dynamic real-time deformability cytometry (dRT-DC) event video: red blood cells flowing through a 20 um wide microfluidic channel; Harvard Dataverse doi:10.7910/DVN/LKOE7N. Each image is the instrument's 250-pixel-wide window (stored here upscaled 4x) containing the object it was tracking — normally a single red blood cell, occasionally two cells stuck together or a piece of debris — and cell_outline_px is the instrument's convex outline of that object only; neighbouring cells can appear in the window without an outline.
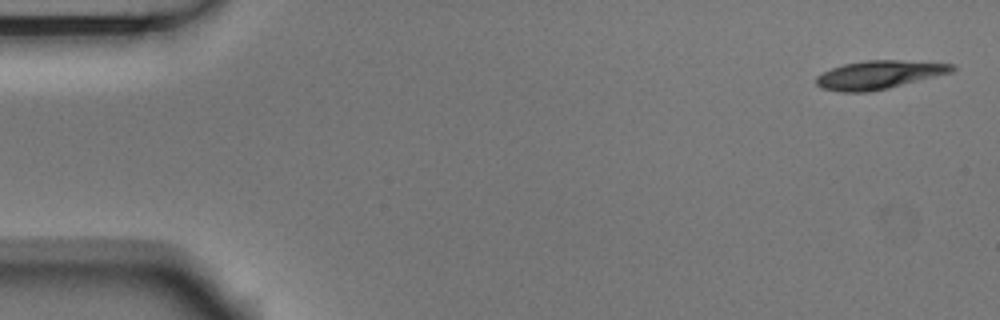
{"species": "Egyptian fruit bat (a non-hibernating species)", "species_latin": "Rousettus aegyptiacus", "temperature_condition": "room temperature", "stored_images_in_passage": 52, "camera_frame_rate_fps": 3000, "um_per_image_px": 0.085, "animal": {"sex": "male"}, "frame": {"image": 1, "passage_image": 1, "time_ms": 0.0, "image_size_px": [1000, 320], "cell_outline_px": [[956, 68], [952, 72], [872, 92], [844, 92], [820, 88], [816, 84], [816, 76], [832, 68], [844, 64], [868, 60], [900, 60], [956, 64]], "centroid_in_image_um": [74.72, 6.36], "position_along_channel_um": 10.3, "area_um2": 22.37}}
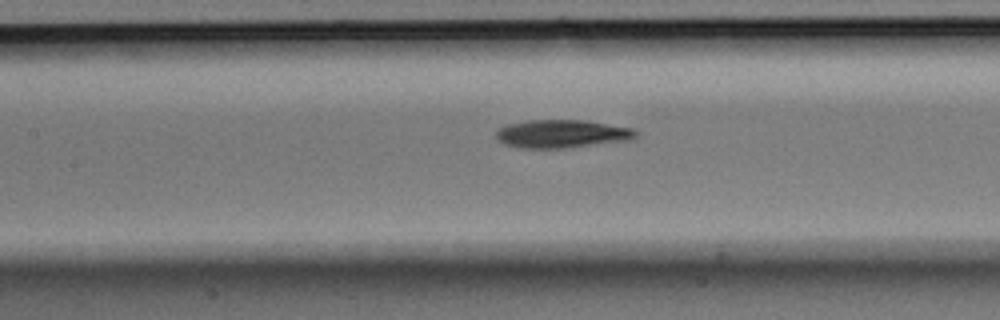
{"frame": {"image": 2, "passage_image": 23, "time_ms": 7.333, "image_size_px": [1000, 320], "cell_outline_px": [[640, 132], [636, 136], [628, 140], [564, 148], [524, 148], [508, 144], [500, 140], [496, 136], [496, 128], [508, 124], [528, 120], [584, 120], [632, 128]], "centroid_in_image_um": [47.76, 11.36], "position_along_channel_um": 159.6, "area_um2": 22.66}}
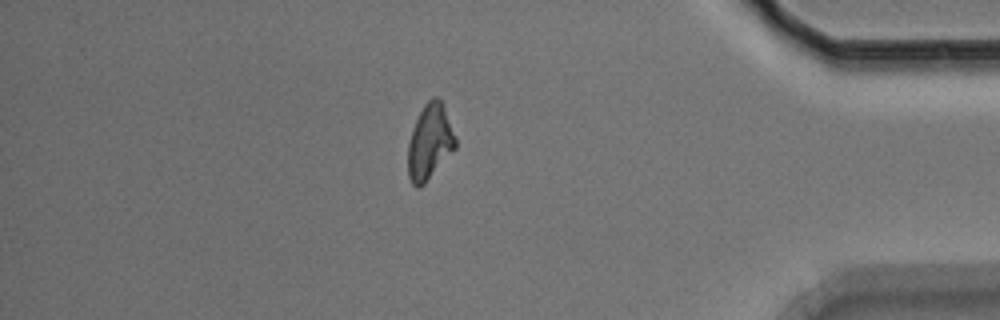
{"frame": {"image": 3, "passage_image": 45, "time_ms": 14.667, "image_size_px": [1000, 320], "cell_outline_px": [[456, 148], [424, 184], [416, 188], [412, 184], [408, 176], [408, 144], [412, 128], [424, 104], [432, 96], [436, 96], [444, 104], [456, 136]], "centroid_in_image_um": [36.54, 12.05], "position_along_channel_um": 398.7, "area_um2": 20.98}, "authors_computed_cell_mechanics": {"area_um2": 22.2241, "velocity_mm_per_s": 3.7358, "shape_relaxation_time_tau1_ms": 8.776, "shape_relaxation_time_tau2_ms": null, "deformation_change_tau1": 0.1853, "deformation_change_tau2": null}}